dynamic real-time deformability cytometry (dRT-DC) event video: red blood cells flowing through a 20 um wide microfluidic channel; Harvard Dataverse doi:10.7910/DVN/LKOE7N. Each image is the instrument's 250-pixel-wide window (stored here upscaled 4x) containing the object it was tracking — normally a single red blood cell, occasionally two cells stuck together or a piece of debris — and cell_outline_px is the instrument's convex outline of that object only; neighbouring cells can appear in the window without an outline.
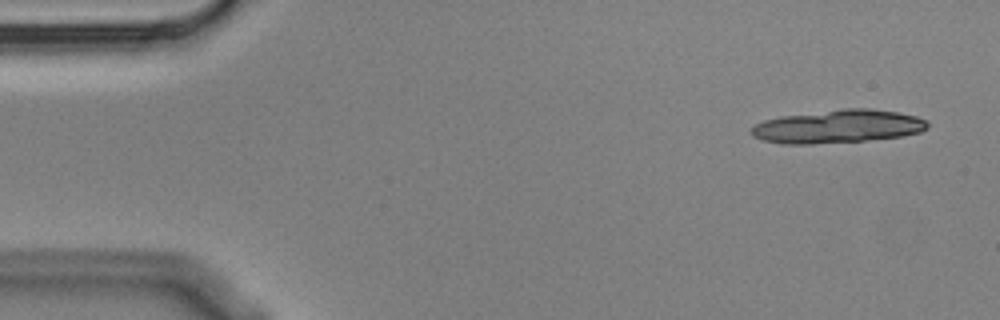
{"species": "Egyptian fruit bat (a non-hibernating species)", "species_latin": "Rousettus aegyptiacus", "temperature_condition": "cold", "stored_images_in_passage": 5, "camera_frame_rate_fps": 3000, "um_per_image_px": 0.085, "animal": {"sex": "male"}, "frame": {"image": 1, "passage_image": 1, "time_ms": 0.0, "image_size_px": [1000, 320], "cell_outline_px": [[928, 128], [920, 132], [904, 136], [864, 140], [812, 144], [784, 144], [764, 140], [752, 136], [748, 132], [756, 124], [764, 120], [780, 116], [844, 108], [868, 108], [896, 112], [916, 116], [924, 120], [928, 124]], "centroid_in_image_um": [71.19, 10.75], "position_along_channel_um": 13.8, "area_um2": 34.04}}
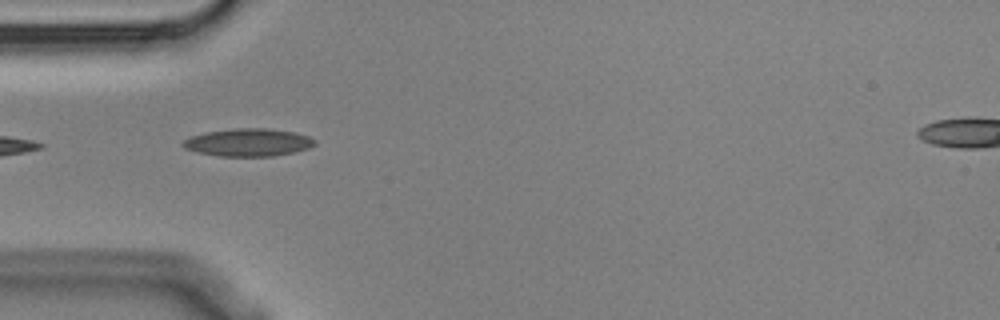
{"frame": {"image": 2, "passage_image": 4, "time_ms": 1.0, "image_size_px": [1000, 320], "cell_outline_px": [[316, 144], [308, 148], [292, 152], [272, 156], [216, 156], [184, 148], [180, 144], [184, 140], [192, 136], [204, 132], [236, 128], [268, 128], [292, 132], [308, 136], [316, 140]], "centroid_in_image_um": [21.08, 12.1], "position_along_channel_um": 63.9, "area_um2": 21.15}}
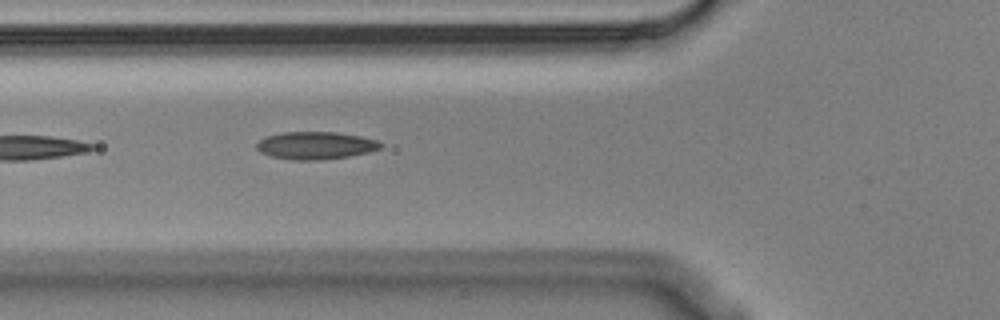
{"frame": {"image": 3, "passage_image": 5, "time_ms": 1.333, "image_size_px": [1000, 320], "cell_outline_px": [[384, 144], [380, 148], [368, 152], [348, 156], [320, 160], [296, 160], [272, 156], [260, 152], [256, 148], [256, 144], [264, 136], [284, 132], [336, 132], [360, 136], [376, 140]], "centroid_in_image_um": [26.81, 12.36], "position_along_channel_um": 99.0, "area_um2": 19.83}}